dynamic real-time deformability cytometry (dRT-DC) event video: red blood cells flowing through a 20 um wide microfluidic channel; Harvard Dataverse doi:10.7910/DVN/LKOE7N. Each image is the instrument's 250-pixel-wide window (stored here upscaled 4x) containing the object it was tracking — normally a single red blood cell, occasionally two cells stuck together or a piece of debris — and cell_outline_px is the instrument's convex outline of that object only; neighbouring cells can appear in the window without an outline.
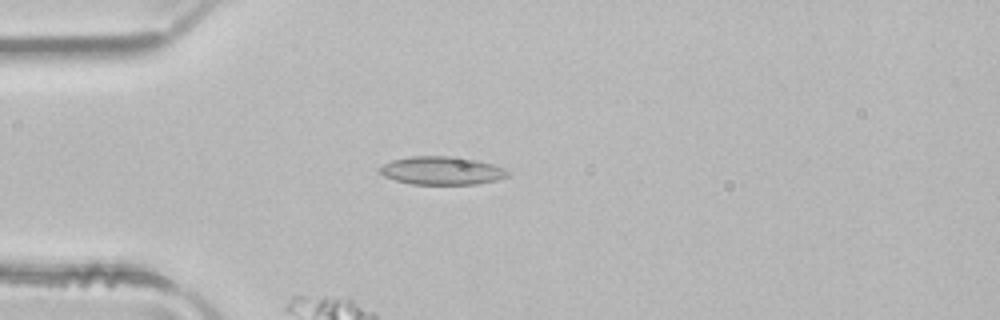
{"species": "common noctule bat (a hibernating species)", "species_latin": "Nyctalus noctula", "temperature_condition": "room temperature", "stored_images_in_passage": 2, "camera_frame_rate_fps": 3000, "um_per_image_px": 0.085, "animal": {"sex": "male", "body_mass_g": 21.5, "forearm_length_mm": 52.0}, "frame": {"image": 1, "passage_image": 2, "time_ms": 0.333, "image_size_px": [1000, 320], "cell_outline_px": [[512, 172], [508, 176], [496, 180], [476, 184], [412, 184], [396, 180], [384, 176], [376, 168], [392, 160], [412, 156], [448, 156], [476, 160], [492, 164], [504, 168]], "centroid_in_image_um": [37.55, 14.5], "position_along_channel_um": 47.4, "area_um2": 20.98}}